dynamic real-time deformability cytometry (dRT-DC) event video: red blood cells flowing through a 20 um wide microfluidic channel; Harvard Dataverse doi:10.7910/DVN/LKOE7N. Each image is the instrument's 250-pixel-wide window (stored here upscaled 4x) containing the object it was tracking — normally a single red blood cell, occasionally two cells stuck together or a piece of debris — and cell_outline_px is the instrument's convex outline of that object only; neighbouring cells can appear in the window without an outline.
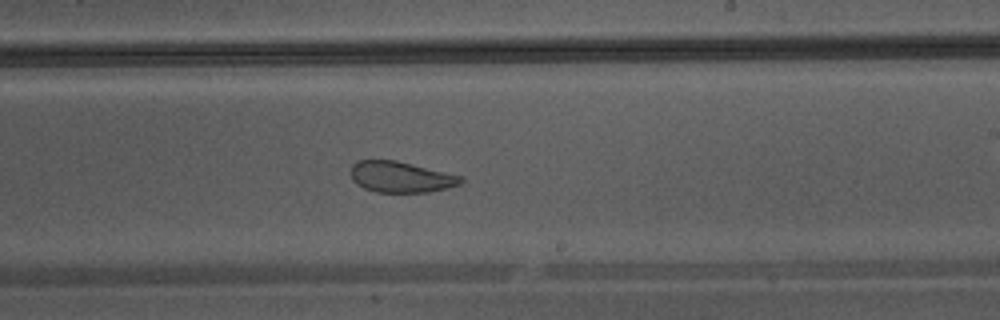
{"species": "Egyptian fruit bat (a non-hibernating species)", "species_latin": "Rousettus aegyptiacus", "temperature_condition": "warm", "stored_images_in_passage": 46, "camera_frame_rate_fps": 3000, "um_per_image_px": 0.085, "animal": {"sex": "male"}, "frame": {"image": 1, "passage_image": 27, "time_ms": 8.667, "image_size_px": [1000, 320], "cell_outline_px": [[464, 180], [460, 184], [448, 188], [428, 192], [376, 192], [364, 188], [356, 184], [352, 180], [352, 164], [356, 160], [396, 160], [464, 176]], "centroid_in_image_um": [34.09, 15.04], "position_along_channel_um": 254.9, "area_um2": 20.0}}